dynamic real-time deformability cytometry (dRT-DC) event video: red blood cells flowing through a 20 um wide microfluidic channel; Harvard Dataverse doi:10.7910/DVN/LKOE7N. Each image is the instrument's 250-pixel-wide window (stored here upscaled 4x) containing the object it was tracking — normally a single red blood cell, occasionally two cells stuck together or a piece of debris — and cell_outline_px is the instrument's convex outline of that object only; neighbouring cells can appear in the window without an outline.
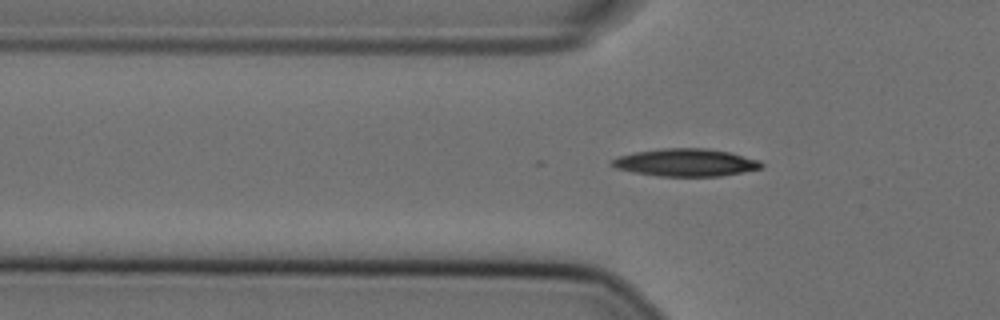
{"species": "Egyptian fruit bat (a non-hibernating species)", "species_latin": "Rousettus aegyptiacus", "temperature_condition": "cold", "stored_images_in_passage": 17, "camera_frame_rate_fps": 3000, "um_per_image_px": 0.085, "animal": {"sex": "female"}, "frame": {"image": 1, "passage_image": 5, "time_ms": 1.333, "image_size_px": [1000, 320], "cell_outline_px": [[764, 168], [720, 176], [656, 176], [632, 172], [616, 168], [608, 164], [612, 160], [620, 156], [636, 152], [664, 148], [704, 148], [728, 152], [760, 160], [764, 164]], "centroid_in_image_um": [58.3, 13.82], "position_along_channel_um": 67.5, "area_um2": 23.99}}
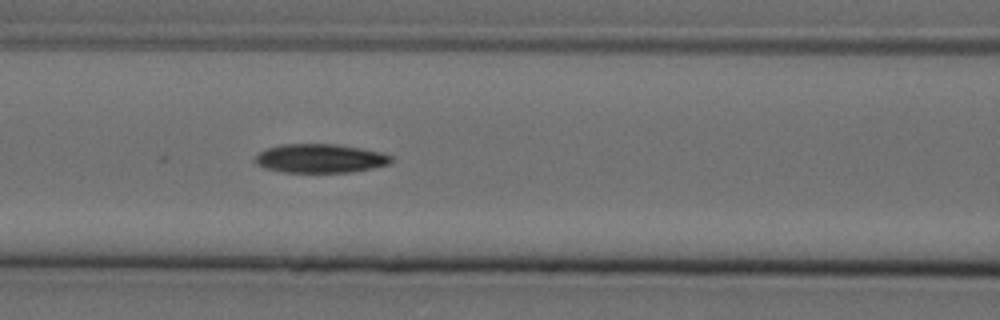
{"frame": {"image": 2, "passage_image": 11, "time_ms": 3.333, "image_size_px": [1000, 320], "cell_outline_px": [[392, 160], [388, 164], [372, 168], [352, 172], [284, 172], [264, 168], [256, 164], [252, 160], [260, 152], [268, 148], [280, 144], [336, 144], [360, 148], [380, 152], [392, 156]], "centroid_in_image_um": [27.18, 13.46], "position_along_channel_um": 139.4, "area_um2": 22.83}}
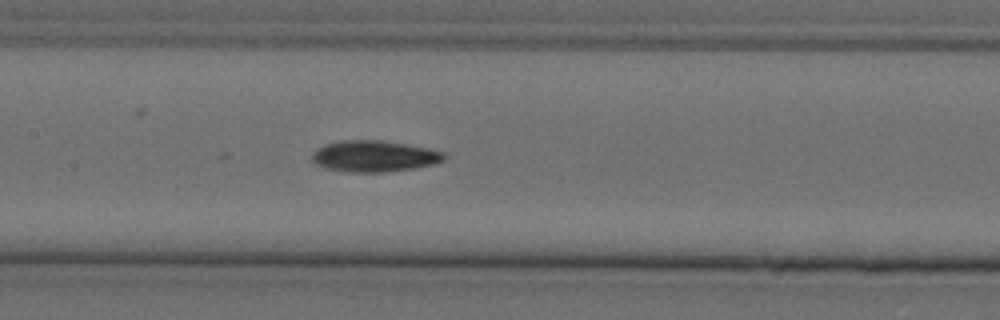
{"frame": {"image": 3, "passage_image": 14, "time_ms": 4.333, "image_size_px": [1000, 320], "cell_outline_px": [[448, 156], [444, 160], [432, 164], [412, 168], [384, 172], [348, 172], [328, 168], [316, 164], [312, 160], [312, 152], [316, 148], [324, 144], [344, 140], [380, 140], [428, 148], [444, 152]], "centroid_in_image_um": [31.79, 13.27], "position_along_channel_um": 175.6, "area_um2": 23.93}}